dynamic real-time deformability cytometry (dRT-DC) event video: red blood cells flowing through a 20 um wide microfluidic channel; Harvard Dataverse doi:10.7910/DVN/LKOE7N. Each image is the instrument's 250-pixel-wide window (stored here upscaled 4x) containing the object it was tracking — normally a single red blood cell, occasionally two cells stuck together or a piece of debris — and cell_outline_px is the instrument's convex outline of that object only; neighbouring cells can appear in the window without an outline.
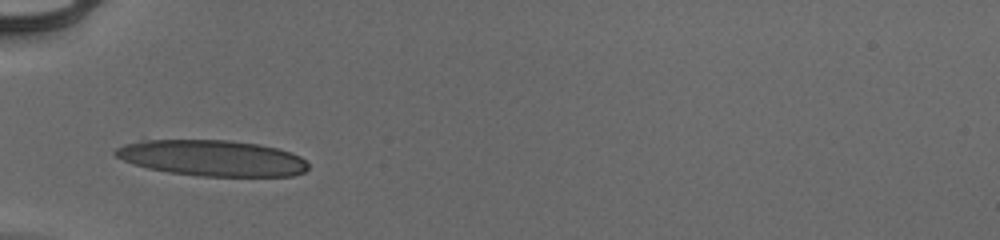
{"species": "human", "species_latin": "Homo sapiens", "temperature_condition": "cold", "stored_images_in_passage": 30, "camera_frame_rate_fps": 3000, "um_per_image_px": 0.085, "donor": {"sex": "male"}, "frame": {"image": 1, "passage_image": 1, "time_ms": 0.0, "image_size_px": [1000, 240], "cell_outline_px": [[308, 168], [304, 172], [292, 176], [200, 176], [168, 172], [148, 168], [132, 164], [116, 156], [112, 152], [116, 148], [124, 144], [140, 140], [228, 140], [260, 144], [292, 152], [300, 156], [308, 164]], "centroid_in_image_um": [18.03, 13.43], "position_along_channel_um": 67.0, "area_um2": 40.52}}
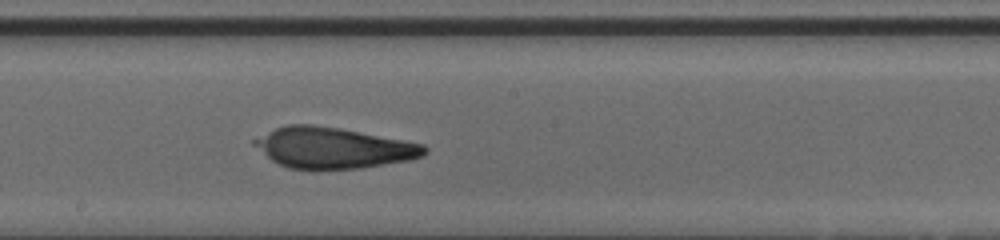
{"frame": {"image": 2, "passage_image": 13, "time_ms": 4.0, "image_size_px": [1000, 240], "cell_outline_px": [[428, 152], [424, 156], [408, 160], [360, 168], [288, 168], [272, 160], [252, 144], [252, 140], [276, 128], [288, 124], [312, 124], [340, 128], [404, 140], [424, 144], [428, 148]], "centroid_in_image_um": [28.35, 12.55], "position_along_channel_um": 219.8, "area_um2": 40.06}}
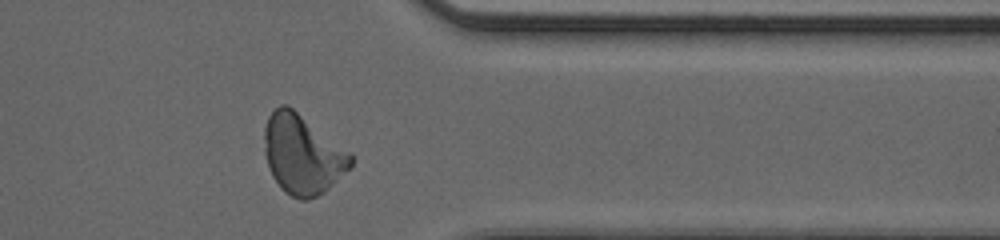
{"frame": {"image": 3, "passage_image": 26, "time_ms": 8.333, "image_size_px": [1000, 240], "cell_outline_px": [[352, 164], [324, 192], [308, 200], [300, 200], [284, 192], [280, 188], [272, 176], [264, 152], [264, 128], [268, 116], [280, 104], [288, 104], [352, 152]], "centroid_in_image_um": [25.7, 13.1], "position_along_channel_um": 385.7, "area_um2": 40.11}, "authors_computed_cell_mechanics": {"area_um2": 39.8242, "velocity_mm_per_s": 3.9492, "shape_relaxation_time_tau1_ms": null, "shape_relaxation_time_tau2_ms": 1.6378, "deformation_change_tau1": null, "deformation_change_tau2": 0.0826}}